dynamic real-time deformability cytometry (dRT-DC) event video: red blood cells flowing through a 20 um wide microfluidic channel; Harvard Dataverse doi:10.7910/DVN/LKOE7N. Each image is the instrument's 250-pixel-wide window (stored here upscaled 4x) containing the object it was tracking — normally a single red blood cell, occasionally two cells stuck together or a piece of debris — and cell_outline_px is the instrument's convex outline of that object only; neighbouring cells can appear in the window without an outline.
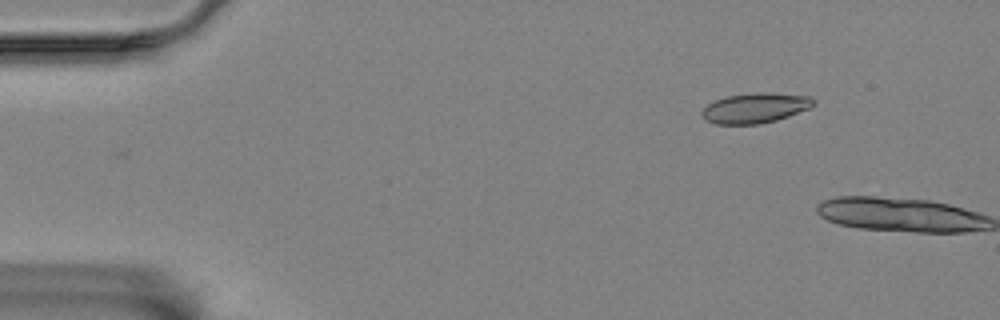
{"species": "Egyptian fruit bat (a non-hibernating species)", "species_latin": "Rousettus aegyptiacus", "temperature_condition": "room temperature", "stored_images_in_passage": 2, "camera_frame_rate_fps": 3000, "um_per_image_px": 0.085, "animal": {"sex": "female"}, "frame": {"image": 1, "passage_image": 1, "time_ms": 0.0, "image_size_px": [1000, 320], "cell_outline_px": [[816, 104], [808, 108], [788, 116], [776, 120], [760, 124], [716, 124], [704, 120], [700, 112], [708, 104], [724, 96], [756, 92], [772, 92], [812, 96], [816, 100]], "centroid_in_image_um": [64.2, 9.16], "position_along_channel_um": 20.8, "area_um2": 19.83}}